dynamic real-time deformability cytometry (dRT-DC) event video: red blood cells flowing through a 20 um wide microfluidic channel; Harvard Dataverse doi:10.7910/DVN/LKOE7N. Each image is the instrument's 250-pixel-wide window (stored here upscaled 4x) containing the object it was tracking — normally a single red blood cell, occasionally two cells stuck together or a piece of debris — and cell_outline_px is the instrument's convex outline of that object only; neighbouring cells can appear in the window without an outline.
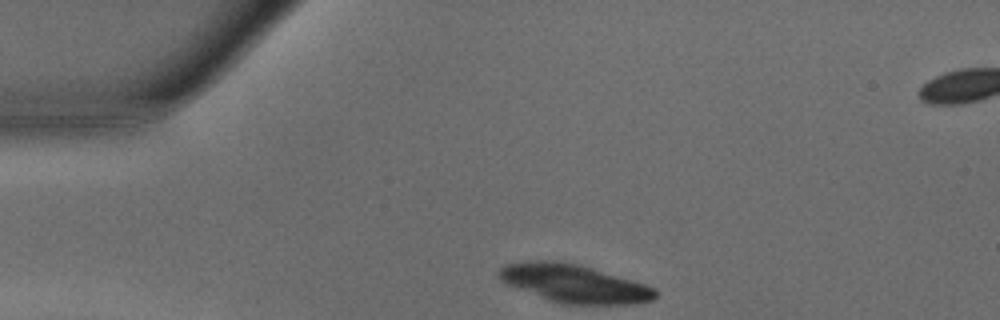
{"species": "common noctule bat (a hibernating species)", "species_latin": "Nyctalus noctula", "temperature_condition": "warm", "stored_images_in_passage": 28, "camera_frame_rate_fps": 3000, "um_per_image_px": 0.085, "animal": {"sex": "male", "body_mass_g": 15.6}, "frame": {"image": 1, "passage_image": 1, "time_ms": 0.0, "image_size_px": [1000, 320], "cell_outline_px": [[660, 292], [652, 300], [636, 304], [560, 304], [548, 300], [516, 288], [500, 280], [500, 268], [504, 264], [532, 260], [552, 260], [580, 264], [644, 284], [656, 288]], "centroid_in_image_um": [48.82, 24.1], "position_along_channel_um": 36.2, "area_um2": 34.8}}